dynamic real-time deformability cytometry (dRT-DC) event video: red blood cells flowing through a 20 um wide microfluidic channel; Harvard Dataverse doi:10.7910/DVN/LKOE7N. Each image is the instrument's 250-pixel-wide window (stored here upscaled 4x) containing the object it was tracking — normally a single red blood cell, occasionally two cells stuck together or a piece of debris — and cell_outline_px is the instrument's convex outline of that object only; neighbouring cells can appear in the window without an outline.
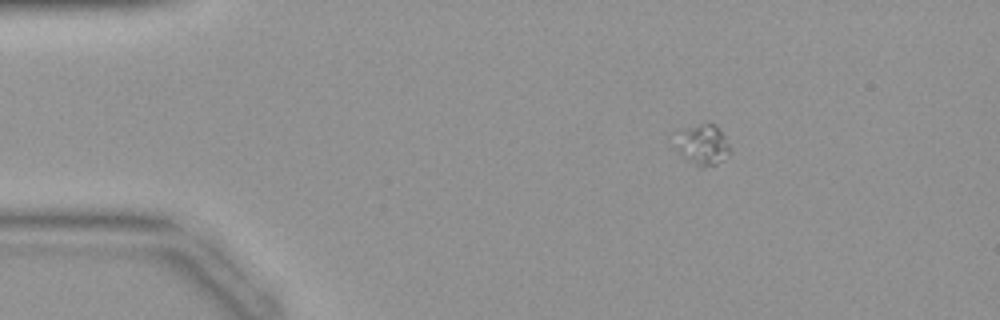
{"species": "common noctule bat (a hibernating species)", "species_latin": "Nyctalus noctula", "temperature_condition": "warm", "stored_images_in_passage": 37, "camera_frame_rate_fps": 3000, "um_per_image_px": 0.085, "animal": {"sex": "female", "body_mass_g": 19.9}, "frame": {"image": 1, "passage_image": 1, "time_ms": 0.0, "image_size_px": [1000, 320], "cell_outline_px": [[728, 152], [716, 164], [700, 168], [684, 156], [676, 148], [676, 144], [684, 132], [688, 128], [700, 124], [716, 124], [724, 136], [728, 144]], "centroid_in_image_um": [59.77, 12.32], "position_along_channel_um": 25.2, "area_um2": 11.85}}
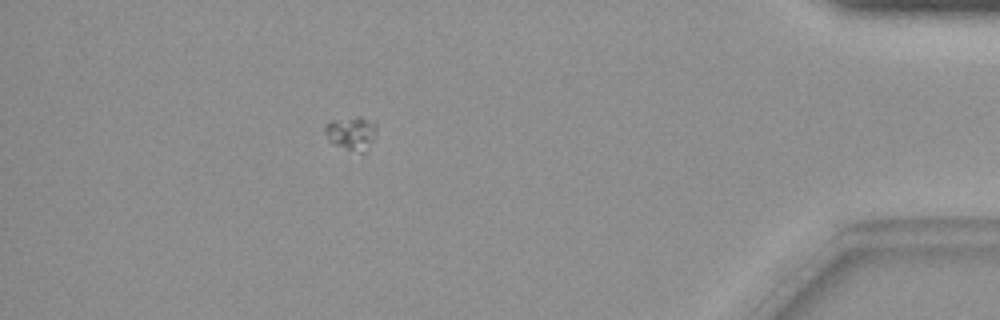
{"frame": {"image": 2, "passage_image": 33, "time_ms": 10.667, "image_size_px": [1000, 320], "cell_outline_px": [[376, 136], [368, 148], [364, 152], [360, 152], [336, 144], [328, 140], [324, 132], [324, 128], [332, 120], [356, 116], [360, 116], [376, 120]], "centroid_in_image_um": [29.93, 11.27], "position_along_channel_um": 405.3, "area_um2": 10.12}}